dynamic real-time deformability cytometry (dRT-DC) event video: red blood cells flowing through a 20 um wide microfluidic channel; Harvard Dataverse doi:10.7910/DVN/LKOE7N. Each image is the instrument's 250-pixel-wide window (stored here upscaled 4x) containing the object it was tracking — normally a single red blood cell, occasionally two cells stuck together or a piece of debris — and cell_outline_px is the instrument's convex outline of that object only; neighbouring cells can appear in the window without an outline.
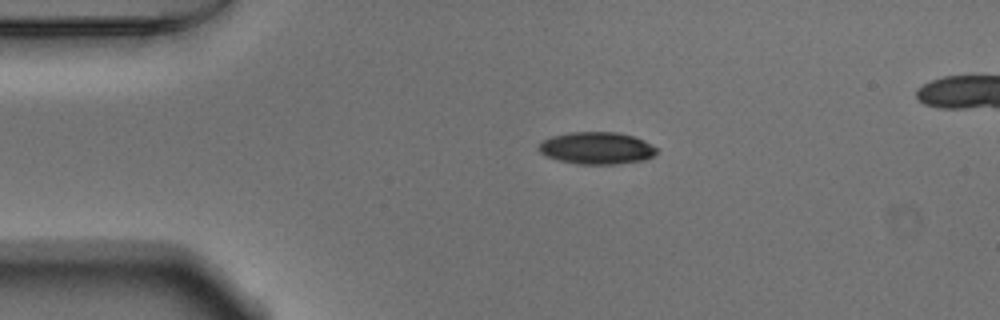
{"species": "Egyptian fruit bat (a non-hibernating species)", "species_latin": "Rousettus aegyptiacus", "temperature_condition": "warm", "stored_images_in_passage": 42, "camera_frame_rate_fps": 3000, "um_per_image_px": 0.085, "animal": {"sex": "male"}, "frame": {"image": 1, "passage_image": 1, "time_ms": 0.0, "image_size_px": [1000, 320], "cell_outline_px": [[656, 152], [652, 156], [644, 160], [620, 164], [576, 164], [560, 160], [548, 156], [540, 152], [536, 148], [544, 140], [552, 136], [568, 132], [616, 132], [632, 136], [644, 140], [652, 144], [656, 148]], "centroid_in_image_um": [50.72, 12.59], "position_along_channel_um": 34.3, "area_um2": 22.02}}
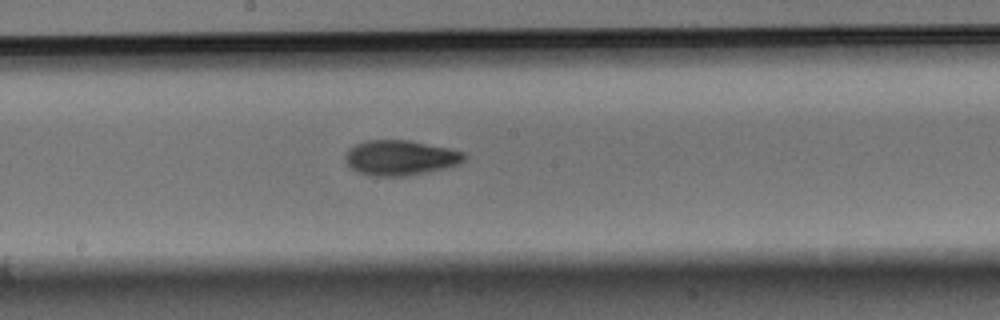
{"frame": {"image": 2, "passage_image": 18, "time_ms": 5.667, "image_size_px": [1000, 320], "cell_outline_px": [[468, 156], [460, 164], [448, 168], [408, 176], [372, 176], [356, 172], [348, 164], [344, 156], [348, 148], [364, 140], [408, 140], [448, 148], [464, 152]], "centroid_in_image_um": [34.04, 13.41], "position_along_channel_um": 214.2, "area_um2": 24.62}}
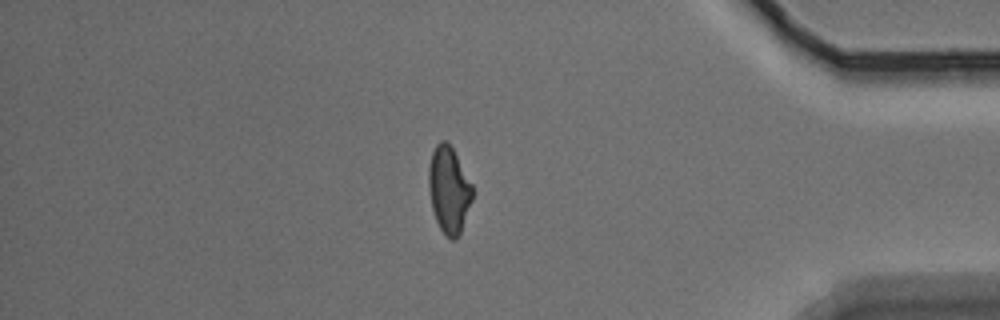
{"frame": {"image": 3, "passage_image": 35, "time_ms": 11.333, "image_size_px": [1000, 320], "cell_outline_px": [[472, 200], [460, 232], [456, 240], [452, 240], [440, 228], [436, 220], [432, 208], [428, 184], [428, 168], [432, 152], [436, 144], [440, 140], [444, 140], [452, 148], [472, 184]], "centroid_in_image_um": [38.14, 16.12], "position_along_channel_um": 397.1, "area_um2": 21.73}}